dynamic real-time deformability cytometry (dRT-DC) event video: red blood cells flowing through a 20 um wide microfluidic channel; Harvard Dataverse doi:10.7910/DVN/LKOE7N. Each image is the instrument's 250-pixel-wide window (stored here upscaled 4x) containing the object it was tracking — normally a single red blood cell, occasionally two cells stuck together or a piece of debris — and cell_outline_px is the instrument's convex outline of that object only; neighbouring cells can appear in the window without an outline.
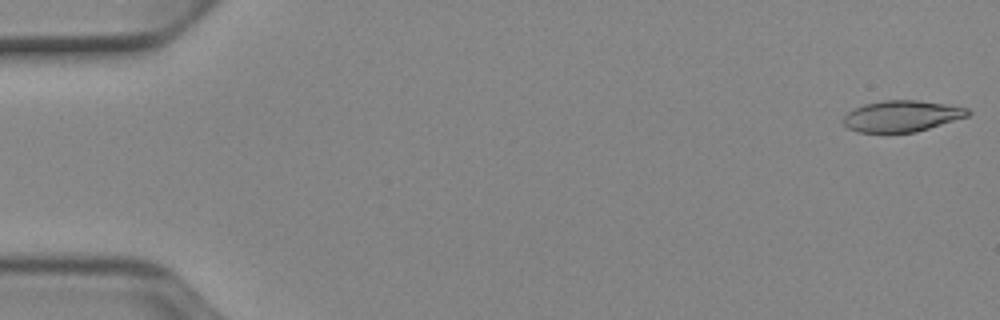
{"species": "Egyptian fruit bat (a non-hibernating species)", "species_latin": "Rousettus aegyptiacus", "temperature_condition": "cold", "stored_images_in_passage": 13, "camera_frame_rate_fps": 3000, "um_per_image_px": 0.085, "animal": {"sex": "female"}, "frame": {"image": 1, "passage_image": 1, "time_ms": 0.0, "image_size_px": [1000, 320], "cell_outline_px": [[972, 112], [968, 116], [916, 132], [856, 132], [848, 128], [844, 124], [844, 116], [848, 112], [864, 104], [884, 100], [916, 100], [944, 104], [968, 108]], "centroid_in_image_um": [76.66, 9.87], "position_along_channel_um": 8.3, "area_um2": 22.43}}